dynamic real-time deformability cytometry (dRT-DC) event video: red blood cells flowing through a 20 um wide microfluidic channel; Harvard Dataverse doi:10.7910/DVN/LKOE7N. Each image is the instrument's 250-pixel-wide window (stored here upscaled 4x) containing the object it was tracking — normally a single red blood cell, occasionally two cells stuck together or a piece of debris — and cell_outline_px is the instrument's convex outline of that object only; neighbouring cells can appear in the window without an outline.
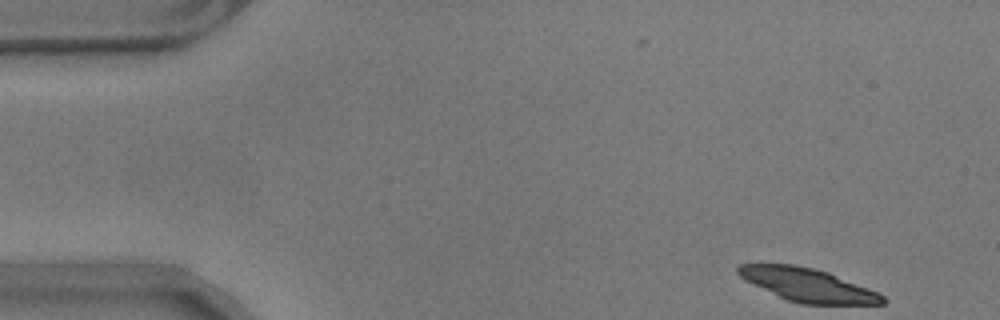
{"species": "common noctule bat (a hibernating species)", "species_latin": "Nyctalus noctula", "temperature_condition": "warm", "stored_images_in_passage": 54, "camera_frame_rate_fps": 3000, "um_per_image_px": 0.085, "animal": {"sex": "male", "body_mass_g": 17.9}, "frame": {"image": 1, "passage_image": 1, "time_ms": 0.0, "image_size_px": [1000, 320], "cell_outline_px": [[888, 300], [884, 304], [800, 304], [788, 300], [744, 280], [736, 272], [736, 268], [740, 264], [792, 264], [812, 268], [828, 272], [868, 288], [884, 296]], "centroid_in_image_um": [68.66, 24.22], "position_along_channel_um": 16.3, "area_um2": 27.74}, "authors_computed_cell_mechanics": {"area_um2": 24.276, "velocity_mm_per_s": 3.4759, "shape_relaxation_time_tau1_ms": 1.6111, "shape_relaxation_time_tau2_ms": 4.1028, "deformation_change_tau1": 0.2707, "deformation_change_tau2": 0.1127}}